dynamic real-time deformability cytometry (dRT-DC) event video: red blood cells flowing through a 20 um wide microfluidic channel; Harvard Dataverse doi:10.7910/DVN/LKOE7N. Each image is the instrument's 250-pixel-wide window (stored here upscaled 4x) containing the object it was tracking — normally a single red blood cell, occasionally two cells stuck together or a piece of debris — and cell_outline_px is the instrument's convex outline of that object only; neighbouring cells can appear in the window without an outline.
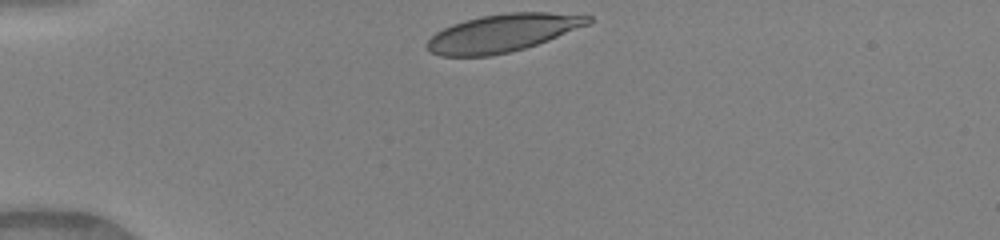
{"species": "human", "species_latin": "Homo sapiens", "temperature_condition": "warm", "stored_images_in_passage": 33, "camera_frame_rate_fps": 3000, "um_per_image_px": 0.085, "donor": {"sex": "female"}, "frame": {"image": 1, "passage_image": 1, "time_ms": 0.0, "image_size_px": [1000, 240], "cell_outline_px": [[592, 20], [588, 24], [548, 40], [524, 48], [508, 52], [488, 56], [440, 56], [428, 52], [424, 44], [436, 32], [452, 24], [464, 20], [480, 16], [508, 12], [548, 12], [592, 16]], "centroid_in_image_um": [42.66, 2.8], "position_along_channel_um": 42.3, "area_um2": 35.32}}
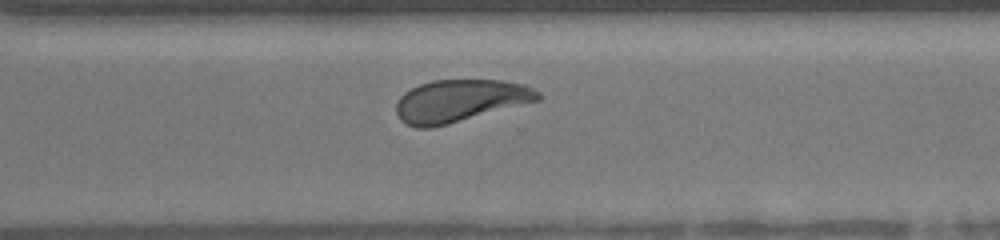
{"frame": {"image": 2, "passage_image": 25, "time_ms": 8.0, "image_size_px": [1000, 240], "cell_outline_px": [[540, 100], [448, 124], [432, 128], [416, 128], [400, 120], [396, 112], [396, 104], [400, 96], [404, 92], [420, 84], [432, 80], [500, 80], [524, 84], [540, 92]], "centroid_in_image_um": [39.08, 8.57], "position_along_channel_um": 331.5, "area_um2": 34.91}}
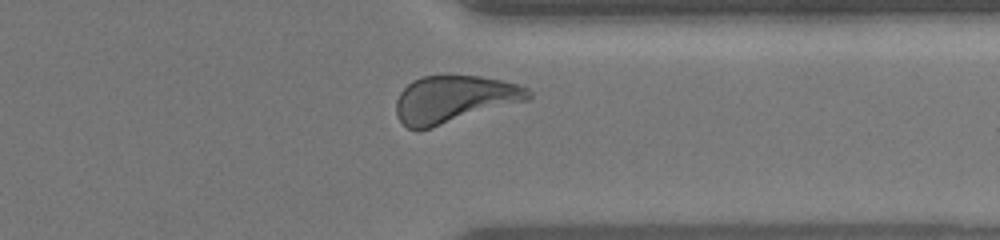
{"frame": {"image": 3, "passage_image": 28, "time_ms": 9.0, "image_size_px": [1000, 240], "cell_outline_px": [[532, 96], [528, 100], [432, 128], [416, 132], [408, 128], [396, 116], [396, 100], [400, 92], [412, 80], [424, 76], [480, 76], [520, 84], [528, 88], [532, 92]], "centroid_in_image_um": [38.6, 8.45], "position_along_channel_um": 372.8, "area_um2": 36.59}, "authors_computed_cell_mechanics": {"area_um2": 35.836, "velocity_mm_per_s": 4.0941, "shape_relaxation_time_tau1_ms": 4.9328, "shape_relaxation_time_tau2_ms": 1.05, "deformation_change_tau1": 0.1694, "deformation_change_tau2": 0.0579}}